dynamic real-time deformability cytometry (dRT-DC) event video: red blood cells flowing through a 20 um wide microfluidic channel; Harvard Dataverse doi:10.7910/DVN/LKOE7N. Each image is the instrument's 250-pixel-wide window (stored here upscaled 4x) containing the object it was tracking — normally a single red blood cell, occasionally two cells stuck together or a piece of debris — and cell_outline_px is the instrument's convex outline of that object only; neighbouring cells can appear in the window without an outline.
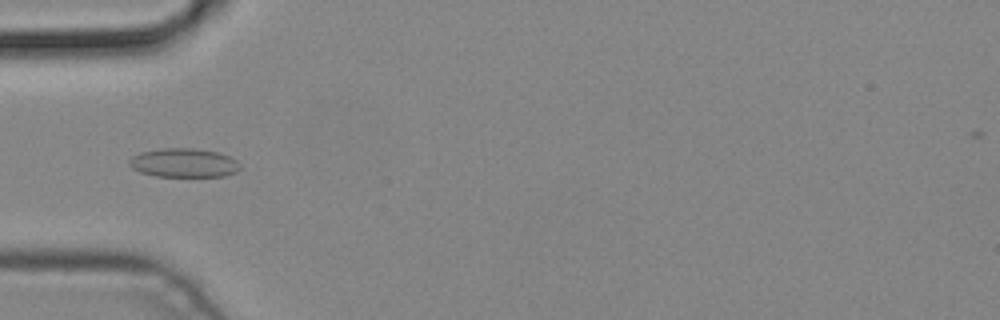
{"species": "common noctule bat (a hibernating species)", "species_latin": "Nyctalus noctula", "temperature_condition": "cold", "stored_images_in_passage": 3, "camera_frame_rate_fps": 3000, "um_per_image_px": 0.085, "animal": {"sex": "male", "body_mass_g": 19.2, "forearm_length_mm": 51.8}, "frame": {"image": 1, "passage_image": 3, "time_ms": 0.667, "image_size_px": [1000, 320], "cell_outline_px": [[240, 168], [236, 172], [224, 176], [156, 176], [140, 172], [132, 168], [128, 164], [128, 160], [132, 156], [140, 152], [160, 148], [192, 148], [216, 152], [228, 156], [236, 160], [240, 164]], "centroid_in_image_um": [15.59, 13.84], "position_along_channel_um": 69.4, "area_um2": 18.67}}